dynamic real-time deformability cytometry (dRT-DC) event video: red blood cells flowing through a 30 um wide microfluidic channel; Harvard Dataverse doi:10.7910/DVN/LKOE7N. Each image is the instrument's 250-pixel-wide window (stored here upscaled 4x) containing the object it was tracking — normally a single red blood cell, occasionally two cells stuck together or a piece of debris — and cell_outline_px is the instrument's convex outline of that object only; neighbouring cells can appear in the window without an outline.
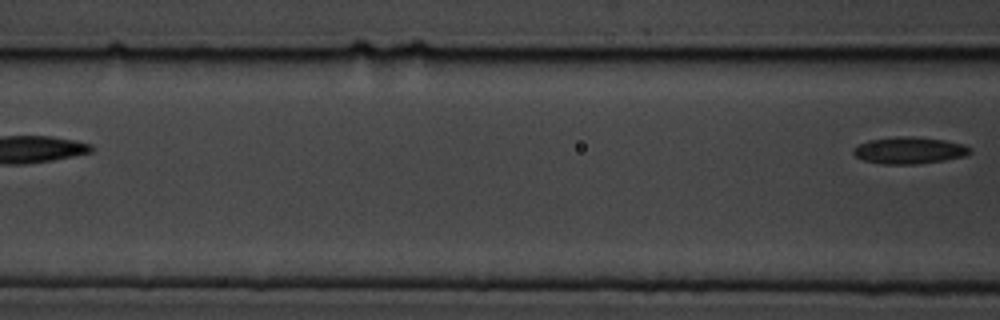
{"species": "common noctule bat (a hibernating species)", "species_latin": "Nyctalus noctula", "temperature_condition": "cold", "stored_images_in_passage": 7, "camera_frame_rate_fps": 3000, "um_per_image_px": 0.085, "animal": {"sex": "male", "body_mass_g": 19.5, "forearm_length_mm": 54.6}, "frame": {"image": 1, "passage_image": 7, "time_ms": 7.0, "image_size_px": [1000, 320], "cell_outline_px": [[972, 152], [964, 156], [944, 160], [916, 164], [880, 164], [864, 160], [856, 156], [852, 152], [852, 148], [868, 140], [904, 136], [908, 136], [944, 140], [960, 144], [972, 148]], "centroid_in_image_um": [77.26, 12.79], "position_along_channel_um": 89.3, "area_um2": 18.03}}